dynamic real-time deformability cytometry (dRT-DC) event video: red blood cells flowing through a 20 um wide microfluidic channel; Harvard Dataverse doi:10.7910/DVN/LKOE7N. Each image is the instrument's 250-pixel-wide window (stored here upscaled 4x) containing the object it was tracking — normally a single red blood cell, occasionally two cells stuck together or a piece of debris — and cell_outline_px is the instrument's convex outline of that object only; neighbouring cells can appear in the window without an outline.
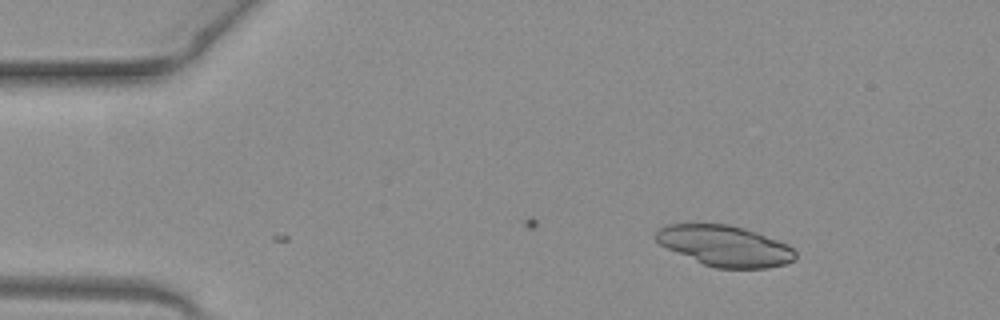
{"species": "common noctule bat (a hibernating species)", "species_latin": "Nyctalus noctula", "temperature_condition": "warm", "stored_images_in_passage": 3, "camera_frame_rate_fps": 3000, "um_per_image_px": 0.085, "animal": {"sex": "female", "body_mass_g": 19.3, "forearm_length_mm": 54.1}, "frame": {"image": 1, "passage_image": 3, "time_ms": 0.667, "image_size_px": [1000, 320], "cell_outline_px": [[796, 256], [792, 260], [784, 264], [768, 268], [716, 268], [704, 264], [668, 248], [660, 244], [656, 240], [656, 228], [668, 224], [728, 224], [744, 228], [756, 232], [788, 244], [796, 252]], "centroid_in_image_um": [61.62, 20.89], "position_along_channel_um": 23.4, "area_um2": 32.77}}